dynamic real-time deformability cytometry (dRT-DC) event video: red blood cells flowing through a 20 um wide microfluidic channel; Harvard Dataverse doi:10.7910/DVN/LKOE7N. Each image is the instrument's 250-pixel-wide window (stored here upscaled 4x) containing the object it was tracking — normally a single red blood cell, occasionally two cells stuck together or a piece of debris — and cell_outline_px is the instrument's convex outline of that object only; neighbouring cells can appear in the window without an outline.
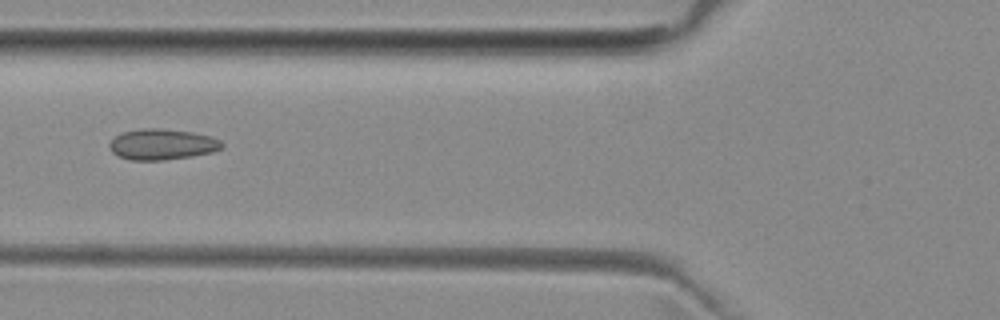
{"species": "common noctule bat (a hibernating species)", "species_latin": "Nyctalus noctula", "temperature_condition": "room temperature", "stored_images_in_passage": 5, "camera_frame_rate_fps": 3000, "um_per_image_px": 0.085, "animal": {"sex": "female", "body_mass_g": 29.2, "forearm_length_mm": 56.3}, "frame": {"image": 1, "passage_image": 5, "time_ms": 5.0, "image_size_px": [1000, 320], "cell_outline_px": [[224, 148], [212, 152], [192, 156], [164, 160], [128, 160], [112, 152], [108, 144], [116, 136], [124, 132], [140, 128], [156, 128], [192, 132], [212, 136], [220, 140], [224, 144]], "centroid_in_image_um": [13.81, 12.27], "position_along_channel_um": 112.0, "area_um2": 20.23}}